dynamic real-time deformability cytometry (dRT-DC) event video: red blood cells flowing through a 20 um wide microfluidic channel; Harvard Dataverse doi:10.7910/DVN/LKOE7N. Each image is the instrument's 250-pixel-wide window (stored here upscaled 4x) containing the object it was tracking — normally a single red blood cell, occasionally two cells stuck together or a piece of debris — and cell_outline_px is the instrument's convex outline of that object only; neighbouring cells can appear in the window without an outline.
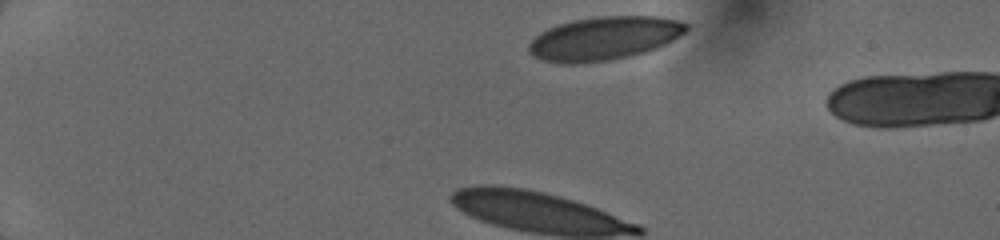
{"species": "human", "species_latin": "Homo sapiens", "temperature_condition": "cold", "stored_images_in_passage": 24, "camera_frame_rate_fps": 3000, "um_per_image_px": 0.085, "donor": {"sex": "female"}, "frame": {"image": 1, "passage_image": 1, "time_ms": 0.0, "image_size_px": [1000, 240], "cell_outline_px": [[688, 32], [656, 48], [644, 52], [628, 56], [608, 60], [576, 64], [560, 64], [544, 60], [532, 56], [528, 52], [528, 44], [540, 32], [556, 24], [572, 20], [596, 16], [656, 16], [680, 20], [688, 24]], "centroid_in_image_um": [51.34, 3.25], "position_along_channel_um": 33.7, "area_um2": 40.17}}
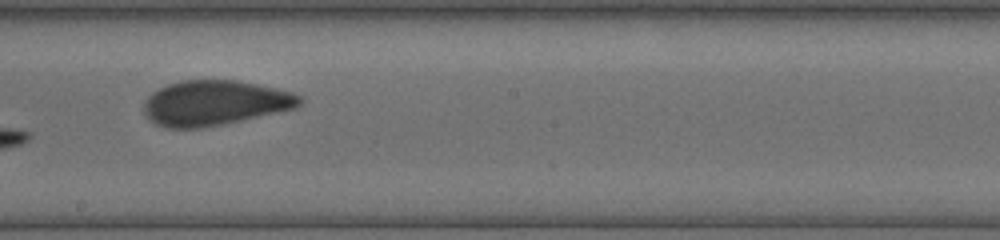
{"frame": {"image": 2, "passage_image": 11, "time_ms": 7.0, "image_size_px": [1000, 240], "cell_outline_px": [[304, 100], [296, 108], [224, 124], [200, 128], [168, 128], [156, 124], [144, 112], [144, 104], [148, 96], [152, 92], [168, 84], [180, 80], [236, 80], [276, 88], [292, 92], [300, 96]], "centroid_in_image_um": [18.27, 8.74], "position_along_channel_um": 229.9, "area_um2": 40.75}}